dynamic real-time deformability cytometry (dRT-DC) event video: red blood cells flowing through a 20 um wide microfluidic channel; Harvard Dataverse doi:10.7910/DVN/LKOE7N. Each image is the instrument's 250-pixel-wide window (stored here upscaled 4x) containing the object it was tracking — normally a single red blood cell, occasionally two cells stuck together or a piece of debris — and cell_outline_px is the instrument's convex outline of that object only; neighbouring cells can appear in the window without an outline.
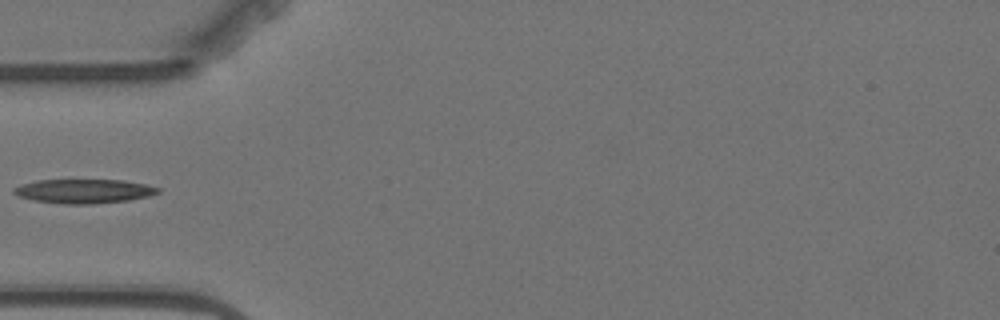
{"species": "Egyptian fruit bat (a non-hibernating species)", "species_latin": "Rousettus aegyptiacus", "temperature_condition": "warm", "stored_images_in_passage": 5, "camera_frame_rate_fps": 3000, "um_per_image_px": 0.085, "animal": {"sex": "female"}, "frame": {"image": 1, "passage_image": 5, "time_ms": 5.0, "image_size_px": [1000, 320], "cell_outline_px": [[160, 192], [148, 196], [128, 200], [96, 204], [64, 204], [32, 200], [16, 196], [12, 192], [12, 188], [20, 184], [36, 180], [124, 180], [144, 184], [160, 188]], "centroid_in_image_um": [7.07, 16.25], "position_along_channel_um": 77.9, "area_um2": 20.46}}